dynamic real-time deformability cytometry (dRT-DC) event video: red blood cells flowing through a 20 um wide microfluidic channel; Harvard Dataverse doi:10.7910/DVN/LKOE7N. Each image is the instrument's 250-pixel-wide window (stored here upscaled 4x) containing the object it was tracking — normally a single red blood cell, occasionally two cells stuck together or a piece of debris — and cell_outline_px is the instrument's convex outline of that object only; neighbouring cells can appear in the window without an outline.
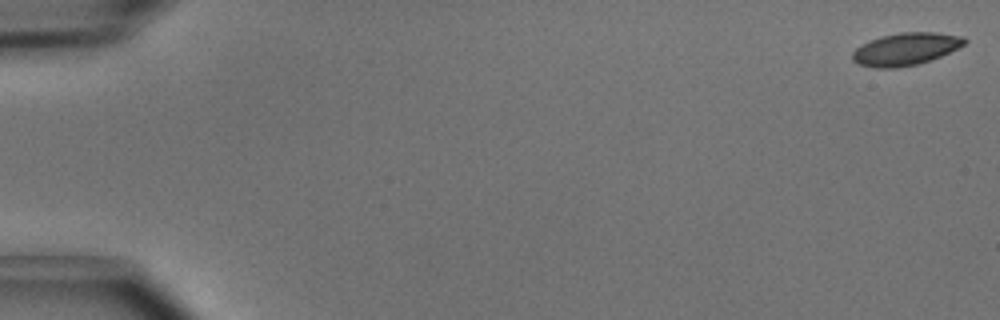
{"species": "common noctule bat (a hibernating species)", "species_latin": "Nyctalus noctula", "temperature_condition": "cold", "stored_images_in_passage": 6, "segment_of_instrument_passage": [1, 2], "camera_frame_rate_fps": 3000, "um_per_image_px": 0.085, "animal": {"sex": "male", "body_mass_g": 15.6}, "frame": {"image": 1, "passage_image": 1, "time_ms": 0.0, "image_size_px": [1000, 320], "cell_outline_px": [[968, 40], [964, 44], [940, 56], [916, 64], [896, 68], [876, 68], [860, 64], [852, 60], [852, 52], [856, 48], [880, 36], [900, 32], [936, 32], [964, 36]], "centroid_in_image_um": [76.98, 4.16], "position_along_channel_um": 8.0, "area_um2": 20.92}}
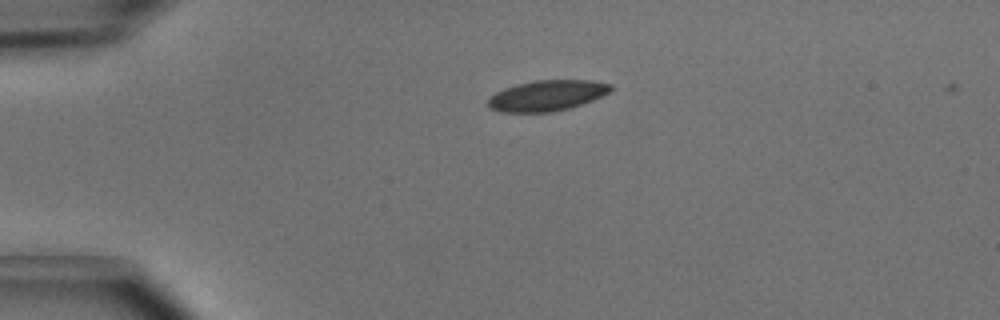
{"frame": {"image": 2, "passage_image": 4, "time_ms": 1.0, "image_size_px": [1000, 320], "cell_outline_px": [[612, 88], [608, 92], [592, 100], [568, 108], [552, 112], [500, 112], [488, 108], [488, 100], [496, 92], [504, 88], [516, 84], [536, 80], [592, 80], [612, 84]], "centroid_in_image_um": [46.46, 8.12], "position_along_channel_um": 38.5, "area_um2": 21.79}}